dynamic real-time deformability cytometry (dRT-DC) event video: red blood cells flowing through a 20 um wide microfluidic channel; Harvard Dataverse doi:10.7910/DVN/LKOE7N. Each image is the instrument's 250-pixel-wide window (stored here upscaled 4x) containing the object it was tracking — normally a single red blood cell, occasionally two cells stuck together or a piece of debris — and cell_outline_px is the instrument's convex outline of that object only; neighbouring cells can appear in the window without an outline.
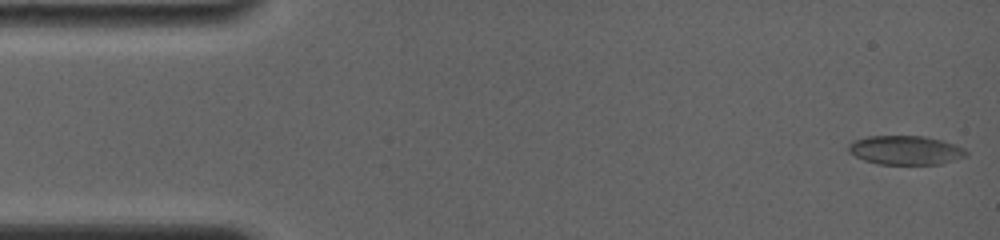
{"species": "common noctule bat (a hibernating species)", "species_latin": "Nyctalus noctula", "temperature_condition": "room temperature", "stored_images_in_passage": 66, "camera_frame_rate_fps": 4000, "um_per_image_px": 0.085, "animal": {"sex": "female", "body_mass_g": 19.0, "forearm_length_mm": 56.7}, "frame": {"image": 1, "passage_image": 1, "time_ms": 0.0, "image_size_px": [1000, 240], "cell_outline_px": [[968, 152], [964, 156], [940, 164], [880, 164], [864, 160], [848, 152], [848, 144], [852, 140], [868, 136], [924, 136], [940, 140], [964, 148]], "centroid_in_image_um": [76.91, 12.76], "position_along_channel_um": 8.1, "area_um2": 19.71}}
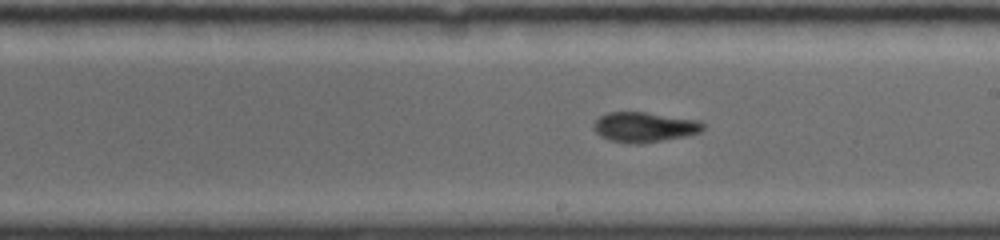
{"frame": {"image": 2, "passage_image": 36, "time_ms": 9.0, "image_size_px": [1000, 240], "cell_outline_px": [[708, 124], [700, 132], [688, 136], [640, 144], [636, 144], [608, 140], [600, 136], [592, 128], [592, 124], [600, 116], [608, 112], [644, 112], [700, 120]], "centroid_in_image_um": [54.8, 10.8], "position_along_channel_um": 234.2, "area_um2": 19.42}}
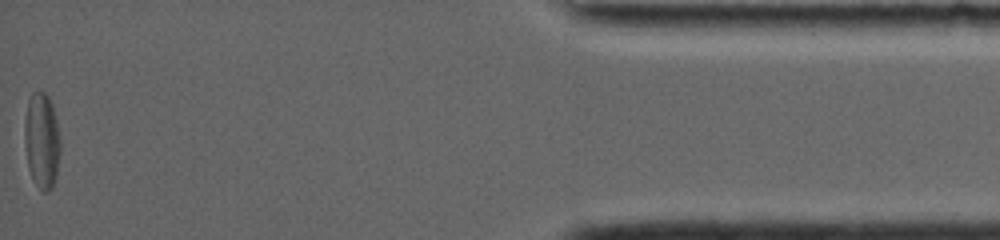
{"frame": {"image": 3, "passage_image": 65, "time_ms": 16.0, "image_size_px": [1000, 240], "cell_outline_px": [[60, 152], [56, 176], [52, 188], [48, 192], [44, 192], [36, 184], [28, 168], [24, 144], [24, 120], [28, 100], [32, 92], [44, 92], [48, 96], [52, 104], [60, 136]], "centroid_in_image_um": [3.55, 11.94], "position_along_channel_um": 431.7, "area_um2": 20.11}, "authors_computed_cell_mechanics": {"area_um2": 19.1318, "velocity_mm_per_s": 3.8358, "shape_relaxation_time_tau1_ms": 7.7171, "shape_relaxation_time_tau2_ms": 2.9053, "deformation_change_tau1": 0.2024, "deformation_change_tau2": 0.096}}